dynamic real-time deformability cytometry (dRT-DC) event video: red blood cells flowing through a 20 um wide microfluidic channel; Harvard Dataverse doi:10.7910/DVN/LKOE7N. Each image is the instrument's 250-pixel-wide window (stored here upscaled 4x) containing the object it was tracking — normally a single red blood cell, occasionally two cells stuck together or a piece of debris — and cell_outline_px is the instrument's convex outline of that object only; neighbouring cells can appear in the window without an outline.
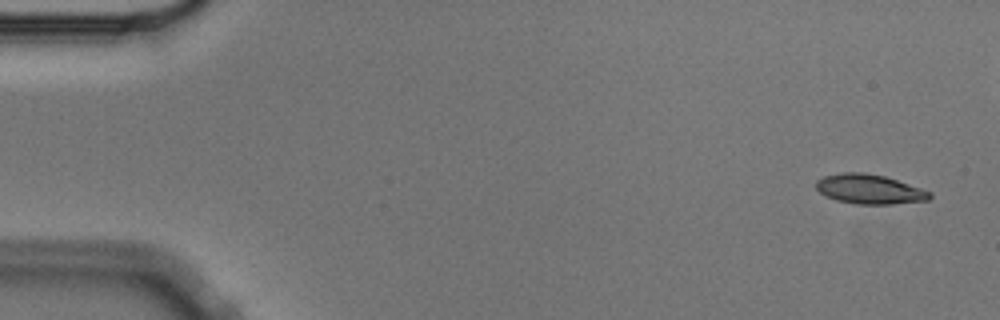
{"species": "Egyptian fruit bat (a non-hibernating species)", "species_latin": "Rousettus aegyptiacus", "temperature_condition": "cold", "stored_images_in_passage": 49, "camera_frame_rate_fps": 3000, "um_per_image_px": 0.085, "animal": {"sex": "male"}, "frame": {"image": 1, "passage_image": 1, "time_ms": 0.0, "image_size_px": [1000, 320], "cell_outline_px": [[932, 196], [928, 200], [892, 204], [856, 204], [836, 200], [820, 192], [816, 188], [816, 180], [824, 176], [840, 172], [864, 172], [884, 176], [932, 192]], "centroid_in_image_um": [73.89, 16.07], "position_along_channel_um": 11.1, "area_um2": 19.48}}
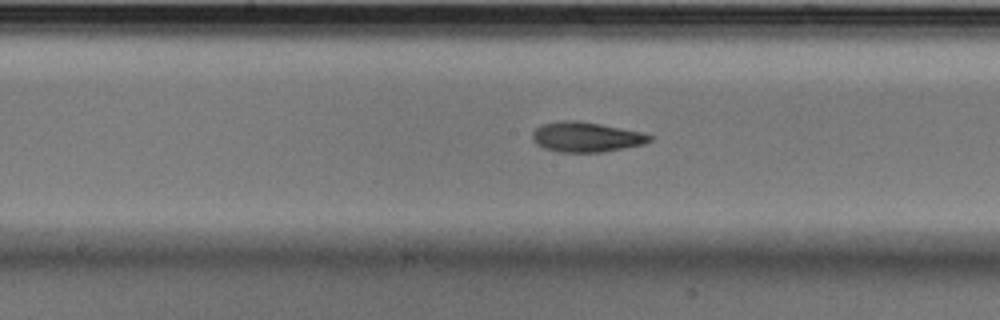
{"frame": {"image": 2, "passage_image": 27, "time_ms": 8.667, "image_size_px": [1000, 320], "cell_outline_px": [[652, 140], [644, 144], [604, 152], [556, 152], [544, 148], [536, 144], [532, 140], [532, 132], [536, 128], [544, 124], [560, 120], [576, 120], [600, 124], [640, 132], [652, 136]], "centroid_in_image_um": [49.79, 11.65], "position_along_channel_um": 198.4, "area_um2": 20.46}}
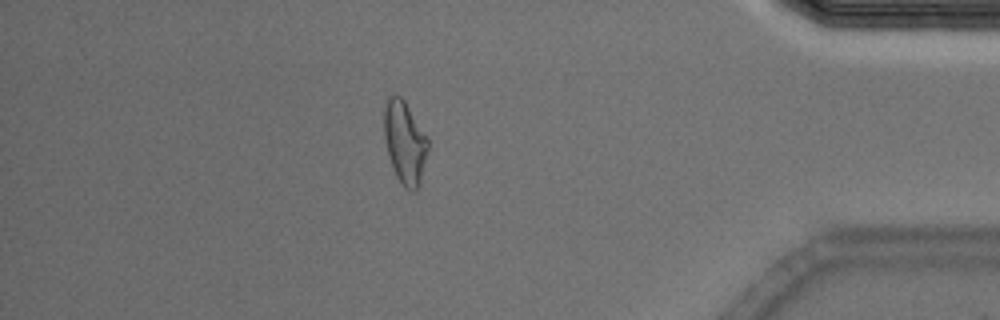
{"frame": {"image": 3, "passage_image": 47, "time_ms": 15.333, "image_size_px": [1000, 320], "cell_outline_px": [[428, 148], [420, 184], [416, 192], [412, 192], [404, 188], [396, 176], [388, 156], [384, 136], [384, 108], [388, 100], [392, 96], [400, 96], [404, 100], [428, 136]], "centroid_in_image_um": [34.42, 12.15], "position_along_channel_um": 400.8, "area_um2": 21.21}}